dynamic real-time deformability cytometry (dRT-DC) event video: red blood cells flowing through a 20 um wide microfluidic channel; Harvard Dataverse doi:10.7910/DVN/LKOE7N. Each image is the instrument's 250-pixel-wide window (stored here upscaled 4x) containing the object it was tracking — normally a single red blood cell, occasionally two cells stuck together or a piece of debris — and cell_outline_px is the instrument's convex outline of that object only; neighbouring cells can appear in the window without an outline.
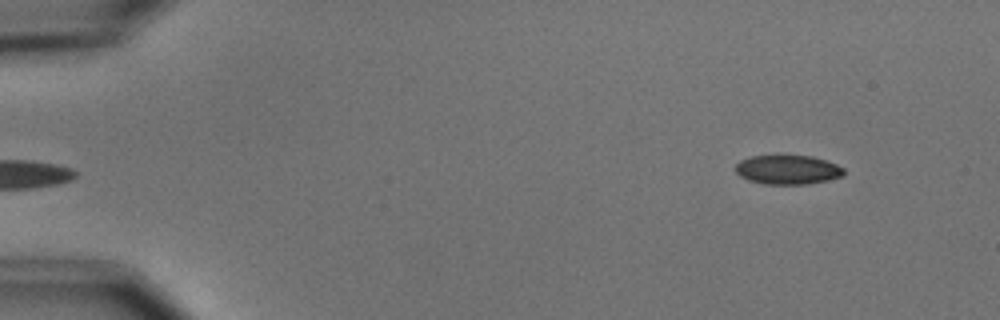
{"species": "common noctule bat (a hibernating species)", "species_latin": "Nyctalus noctula", "temperature_condition": "cold", "stored_images_in_passage": 5, "segment_of_instrument_passage": [2, 2], "camera_frame_rate_fps": 3000, "um_per_image_px": 0.085, "animal": {"sex": "male", "body_mass_g": 15.6}, "frame": {"image": 1, "passage_image": 5, "time_ms": 4.667, "image_size_px": [1000, 320], "cell_outline_px": [[844, 176], [828, 180], [808, 184], [764, 184], [748, 180], [740, 176], [736, 172], [736, 164], [740, 160], [752, 156], [812, 156], [836, 164], [844, 168]], "centroid_in_image_um": [66.96, 14.43], "position_along_channel_um": 18.0, "area_um2": 18.38}}